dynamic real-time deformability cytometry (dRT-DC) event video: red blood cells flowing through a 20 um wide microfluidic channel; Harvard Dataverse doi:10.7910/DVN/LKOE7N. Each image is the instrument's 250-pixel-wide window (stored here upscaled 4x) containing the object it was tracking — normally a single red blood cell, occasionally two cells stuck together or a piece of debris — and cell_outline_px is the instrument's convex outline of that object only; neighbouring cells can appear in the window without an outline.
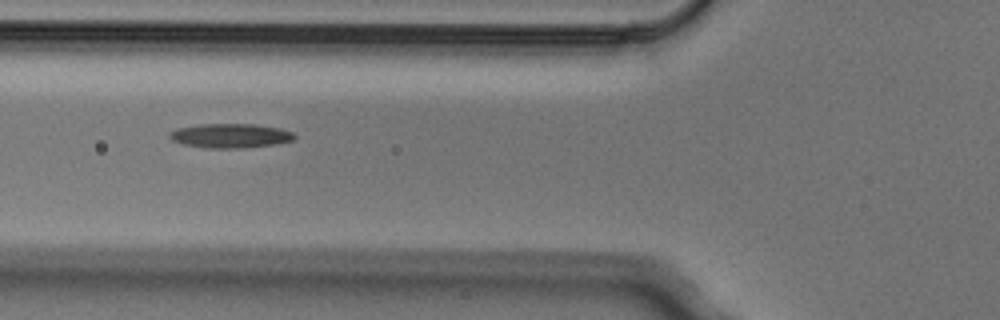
{"species": "Egyptian fruit bat (a non-hibernating species)", "species_latin": "Rousettus aegyptiacus", "temperature_condition": "cold", "stored_images_in_passage": 6, "segment_of_instrument_passage": [2, 2], "camera_frame_rate_fps": 3000, "um_per_image_px": 0.085, "animal": {"sex": "male"}, "frame": {"image": 1, "passage_image": 6, "time_ms": 1.667, "image_size_px": [1000, 320], "cell_outline_px": [[296, 136], [292, 140], [276, 144], [244, 148], [208, 148], [184, 144], [172, 140], [168, 136], [168, 132], [176, 128], [200, 124], [256, 124], [280, 128], [292, 132]], "centroid_in_image_um": [19.56, 11.53], "position_along_channel_um": 106.2, "area_um2": 17.74}}